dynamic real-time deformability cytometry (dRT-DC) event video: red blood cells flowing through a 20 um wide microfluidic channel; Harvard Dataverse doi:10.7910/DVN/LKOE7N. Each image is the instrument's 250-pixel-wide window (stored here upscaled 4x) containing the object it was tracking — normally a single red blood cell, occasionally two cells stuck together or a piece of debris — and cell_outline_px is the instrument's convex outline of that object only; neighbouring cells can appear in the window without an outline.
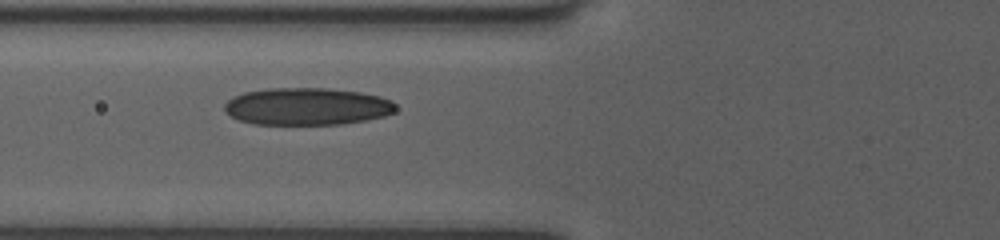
{"species": "human", "species_latin": "Homo sapiens", "temperature_condition": "room temperature", "stored_images_in_passage": 34, "camera_frame_rate_fps": 3000, "um_per_image_px": 0.085, "donor": {"sex": "female"}, "frame": {"image": 1, "passage_image": 5, "time_ms": 1.333, "image_size_px": [1000, 240], "cell_outline_px": [[396, 112], [384, 116], [368, 120], [340, 124], [256, 124], [240, 120], [224, 112], [224, 104], [232, 96], [244, 92], [268, 88], [328, 88], [360, 92], [380, 96], [392, 100], [396, 104]], "centroid_in_image_um": [26.11, 9.04], "position_along_channel_um": 99.7, "area_um2": 37.45}}
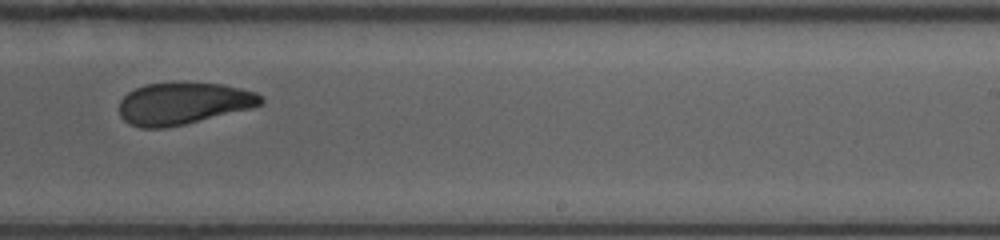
{"frame": {"image": 2, "passage_image": 18, "time_ms": 5.667, "image_size_px": [1000, 240], "cell_outline_px": [[264, 104], [252, 108], [184, 124], [164, 128], [140, 128], [128, 124], [120, 116], [120, 100], [128, 92], [144, 84], [220, 84], [240, 88], [256, 92], [264, 100]], "centroid_in_image_um": [15.57, 8.82], "position_along_channel_um": 273.4, "area_um2": 34.22}}
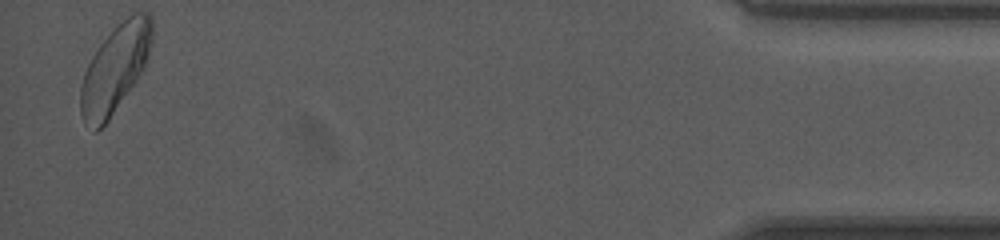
{"frame": {"image": 3, "passage_image": 34, "time_ms": 11.0, "image_size_px": [1000, 240], "cell_outline_px": [[152, 40], [148, 56], [144, 68], [136, 80], [108, 120], [96, 132], [92, 132], [84, 124], [80, 112], [80, 84], [84, 72], [92, 56], [100, 44], [116, 24], [128, 16], [136, 12], [148, 12], [152, 16]], "centroid_in_image_um": [9.76, 5.84], "position_along_channel_um": 425.4, "area_um2": 36.47}, "authors_computed_cell_mechanics": {"area_um2": 35.6337, "velocity_mm_per_s": 4.0065, "shape_relaxation_time_tau1_ms": 5.5921, "shape_relaxation_time_tau2_ms": 1.9889, "deformation_change_tau1": 0.1504, "deformation_change_tau2": 0.0735}}